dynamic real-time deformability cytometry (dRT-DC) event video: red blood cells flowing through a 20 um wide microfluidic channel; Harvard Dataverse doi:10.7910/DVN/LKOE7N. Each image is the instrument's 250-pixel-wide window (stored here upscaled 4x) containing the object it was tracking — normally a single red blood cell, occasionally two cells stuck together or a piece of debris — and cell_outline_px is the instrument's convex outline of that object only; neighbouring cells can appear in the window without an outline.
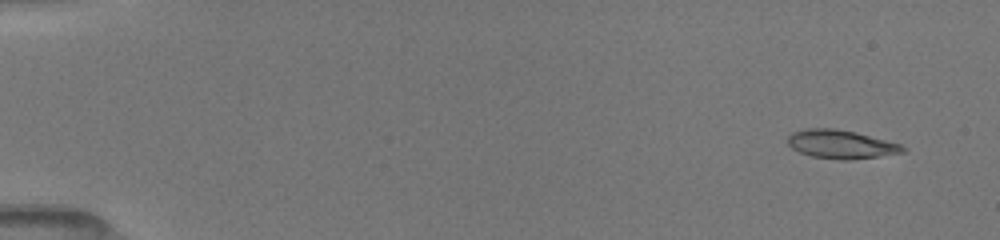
{"species": "common noctule bat (a hibernating species)", "species_latin": "Nyctalus noctula", "temperature_condition": "room temperature", "stored_images_in_passage": 52, "camera_frame_rate_fps": 3000, "um_per_image_px": 0.085, "animal": {"sex": "female", "body_mass_g": 19.5, "forearm_length_mm": 54.1}, "frame": {"image": 1, "passage_image": 4, "time_ms": 1.0, "image_size_px": [1000, 240], "cell_outline_px": [[908, 148], [904, 152], [848, 160], [840, 160], [812, 156], [800, 152], [792, 148], [788, 144], [788, 136], [792, 132], [808, 128], [836, 128], [856, 132], [900, 144]], "centroid_in_image_um": [71.47, 12.25], "position_along_channel_um": 13.5, "area_um2": 19.02}}
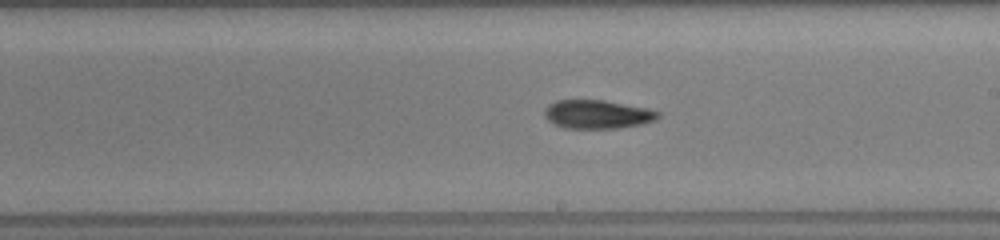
{"frame": {"image": 2, "passage_image": 31, "time_ms": 10.0, "image_size_px": [1000, 240], "cell_outline_px": [[660, 116], [656, 120], [640, 124], [616, 128], [564, 128], [548, 120], [544, 116], [544, 108], [548, 104], [556, 100], [604, 100], [648, 108], [660, 112]], "centroid_in_image_um": [50.77, 9.7], "position_along_channel_um": 238.2, "area_um2": 18.96}}
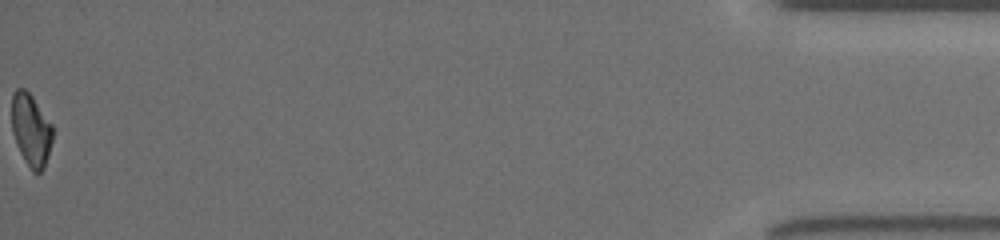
{"frame": {"image": 3, "passage_image": 52, "time_ms": 17.0, "image_size_px": [1000, 240], "cell_outline_px": [[52, 140], [48, 156], [44, 168], [40, 172], [32, 172], [24, 160], [16, 144], [12, 132], [12, 92], [16, 88], [24, 88], [32, 96], [52, 124]], "centroid_in_image_um": [2.62, 11.04], "position_along_channel_um": 432.6, "area_um2": 17.28}, "authors_computed_cell_mechanics": {"area_um2": 18.9006, "velocity_mm_per_s": 4.0696, "shape_relaxation_time_tau1_ms": 6.6487, "shape_relaxation_time_tau2_ms": null, "deformation_change_tau1": 0.2028, "deformation_change_tau2": null}}